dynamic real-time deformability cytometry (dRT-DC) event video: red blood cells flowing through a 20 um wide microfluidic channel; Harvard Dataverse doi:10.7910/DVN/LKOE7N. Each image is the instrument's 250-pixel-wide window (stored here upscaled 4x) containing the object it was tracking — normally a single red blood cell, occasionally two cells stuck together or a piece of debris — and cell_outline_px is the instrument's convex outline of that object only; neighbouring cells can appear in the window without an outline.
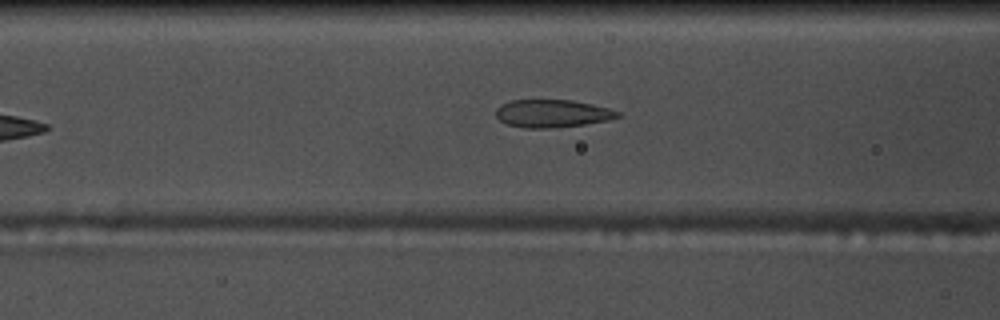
{"species": "common noctule bat (a hibernating species)", "species_latin": "Nyctalus noctula", "temperature_condition": "warm", "stored_images_in_passage": 36, "camera_frame_rate_fps": 3000, "um_per_image_px": 0.085, "animal": {"sex": "male", "body_mass_g": 17.5, "forearm_length_mm": 52.3}, "frame": {"image": 1, "passage_image": 6, "time_ms": 1.667, "image_size_px": [1000, 320], "cell_outline_px": [[624, 116], [608, 120], [584, 124], [556, 128], [524, 128], [508, 124], [500, 120], [496, 116], [496, 108], [500, 104], [512, 100], [572, 100], [592, 104], [608, 108], [620, 112]], "centroid_in_image_um": [46.96, 9.65], "position_along_channel_um": 119.6, "area_um2": 19.83}}
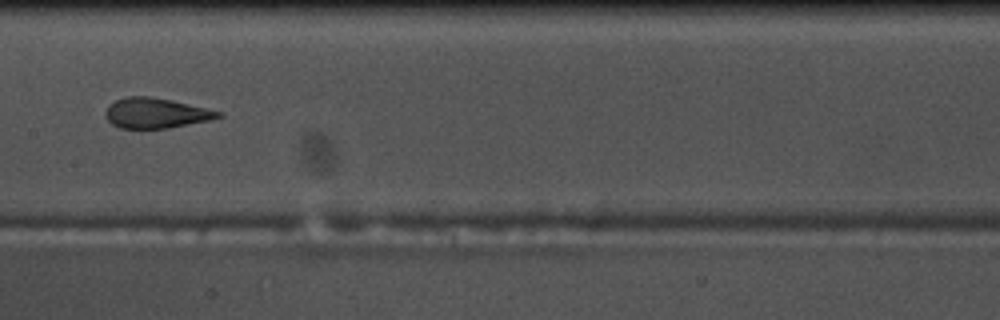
{"frame": {"image": 2, "passage_image": 12, "time_ms": 3.667, "image_size_px": [1000, 320], "cell_outline_px": [[224, 116], [208, 120], [168, 128], [120, 128], [112, 124], [104, 116], [104, 112], [108, 104], [116, 100], [128, 96], [152, 96], [172, 100], [224, 112]], "centroid_in_image_um": [13.23, 9.6], "position_along_channel_um": 194.2, "area_um2": 19.94}}
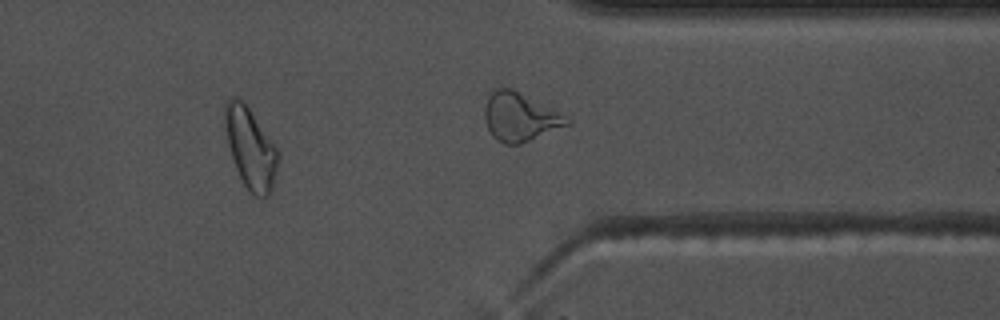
{"frame": {"image": 3, "passage_image": 26, "time_ms": 8.333, "image_size_px": [1000, 320], "cell_outline_px": [[280, 156], [272, 192], [264, 200], [256, 196], [244, 184], [236, 168], [228, 144], [224, 128], [224, 104], [228, 96], [236, 96], [248, 108], [280, 152]], "centroid_in_image_um": [21.3, 12.61], "position_along_channel_um": 390.1, "area_um2": 25.09}, "authors_computed_cell_mechanics": {"area_um2": 20.6635, "velocity_mm_per_s": 3.7289, "shape_relaxation_time_tau1_ms": 11.3189, "shape_relaxation_time_tau2_ms": 1.6726, "deformation_change_tau1": 0.2695, "deformation_change_tau2": 0.0804}}